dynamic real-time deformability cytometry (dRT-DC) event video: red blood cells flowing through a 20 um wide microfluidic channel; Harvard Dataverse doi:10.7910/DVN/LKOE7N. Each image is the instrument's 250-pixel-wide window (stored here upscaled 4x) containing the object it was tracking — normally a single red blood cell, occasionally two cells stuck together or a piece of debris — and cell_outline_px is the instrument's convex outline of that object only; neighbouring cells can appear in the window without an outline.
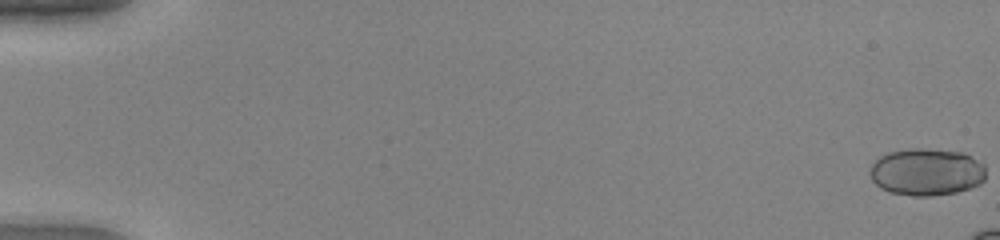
{"species": "human", "species_latin": "Homo sapiens", "temperature_condition": "warm", "stored_images_in_passage": 17, "camera_frame_rate_fps": 3000, "um_per_image_px": 0.085, "donor": {"sex": "female"}, "frame": {"image": 1, "passage_image": 1, "time_ms": 0.0, "image_size_px": [1000, 240], "cell_outline_px": [[984, 180], [980, 184], [956, 192], [932, 196], [912, 196], [888, 192], [880, 188], [872, 180], [868, 172], [872, 164], [880, 156], [888, 152], [908, 148], [924, 148], [964, 152], [984, 160]], "centroid_in_image_um": [78.76, 14.6], "position_along_channel_um": 6.2, "area_um2": 32.48}}
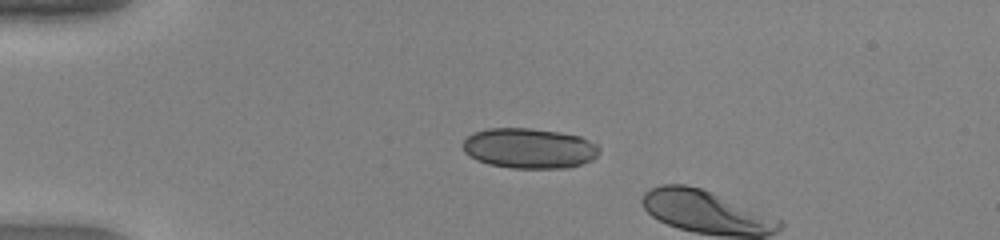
{"frame": {"image": 2, "passage_image": 14, "time_ms": 4.333, "image_size_px": [1000, 240], "cell_outline_px": [[600, 152], [592, 160], [568, 168], [512, 168], [488, 164], [476, 160], [468, 156], [464, 152], [464, 140], [472, 132], [488, 128], [532, 128], [560, 132], [580, 136], [596, 144], [600, 148]], "centroid_in_image_um": [44.98, 12.6], "position_along_channel_um": 40.0, "area_um2": 32.19}}